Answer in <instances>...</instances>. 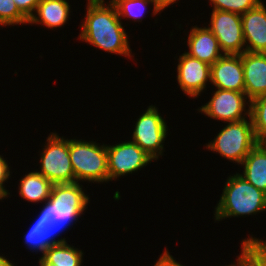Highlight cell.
<instances>
[{
	"instance_id": "18",
	"label": "cell",
	"mask_w": 266,
	"mask_h": 266,
	"mask_svg": "<svg viewBox=\"0 0 266 266\" xmlns=\"http://www.w3.org/2000/svg\"><path fill=\"white\" fill-rule=\"evenodd\" d=\"M18 185L19 196L31 203L49 202L53 183L37 171H32L21 178Z\"/></svg>"
},
{
	"instance_id": "23",
	"label": "cell",
	"mask_w": 266,
	"mask_h": 266,
	"mask_svg": "<svg viewBox=\"0 0 266 266\" xmlns=\"http://www.w3.org/2000/svg\"><path fill=\"white\" fill-rule=\"evenodd\" d=\"M29 20L18 10L13 0H0V26L26 25Z\"/></svg>"
},
{
	"instance_id": "24",
	"label": "cell",
	"mask_w": 266,
	"mask_h": 266,
	"mask_svg": "<svg viewBox=\"0 0 266 266\" xmlns=\"http://www.w3.org/2000/svg\"><path fill=\"white\" fill-rule=\"evenodd\" d=\"M213 4L212 10L228 11L237 14H244L256 7L262 0H208Z\"/></svg>"
},
{
	"instance_id": "12",
	"label": "cell",
	"mask_w": 266,
	"mask_h": 266,
	"mask_svg": "<svg viewBox=\"0 0 266 266\" xmlns=\"http://www.w3.org/2000/svg\"><path fill=\"white\" fill-rule=\"evenodd\" d=\"M210 84L221 90L244 92L241 55L224 54L211 65Z\"/></svg>"
},
{
	"instance_id": "9",
	"label": "cell",
	"mask_w": 266,
	"mask_h": 266,
	"mask_svg": "<svg viewBox=\"0 0 266 266\" xmlns=\"http://www.w3.org/2000/svg\"><path fill=\"white\" fill-rule=\"evenodd\" d=\"M209 30L217 38L224 54L241 55L245 52V41L241 15L228 11L212 10Z\"/></svg>"
},
{
	"instance_id": "32",
	"label": "cell",
	"mask_w": 266,
	"mask_h": 266,
	"mask_svg": "<svg viewBox=\"0 0 266 266\" xmlns=\"http://www.w3.org/2000/svg\"><path fill=\"white\" fill-rule=\"evenodd\" d=\"M8 194L2 189L0 188V200H4V198H8Z\"/></svg>"
},
{
	"instance_id": "5",
	"label": "cell",
	"mask_w": 266,
	"mask_h": 266,
	"mask_svg": "<svg viewBox=\"0 0 266 266\" xmlns=\"http://www.w3.org/2000/svg\"><path fill=\"white\" fill-rule=\"evenodd\" d=\"M217 136L206 144V149L220 154L224 159L240 165L249 152L259 143L251 117L227 122Z\"/></svg>"
},
{
	"instance_id": "26",
	"label": "cell",
	"mask_w": 266,
	"mask_h": 266,
	"mask_svg": "<svg viewBox=\"0 0 266 266\" xmlns=\"http://www.w3.org/2000/svg\"><path fill=\"white\" fill-rule=\"evenodd\" d=\"M9 167L10 166L6 159L0 155V188H2L8 195H10V193L5 189L4 183L9 180V177H11L10 173L12 172Z\"/></svg>"
},
{
	"instance_id": "14",
	"label": "cell",
	"mask_w": 266,
	"mask_h": 266,
	"mask_svg": "<svg viewBox=\"0 0 266 266\" xmlns=\"http://www.w3.org/2000/svg\"><path fill=\"white\" fill-rule=\"evenodd\" d=\"M244 92L249 101L266 95V53L243 52Z\"/></svg>"
},
{
	"instance_id": "20",
	"label": "cell",
	"mask_w": 266,
	"mask_h": 266,
	"mask_svg": "<svg viewBox=\"0 0 266 266\" xmlns=\"http://www.w3.org/2000/svg\"><path fill=\"white\" fill-rule=\"evenodd\" d=\"M115 6L119 18H129L134 22H142V18L146 13L147 6H153L152 15H158V10L155 8L153 0H110Z\"/></svg>"
},
{
	"instance_id": "19",
	"label": "cell",
	"mask_w": 266,
	"mask_h": 266,
	"mask_svg": "<svg viewBox=\"0 0 266 266\" xmlns=\"http://www.w3.org/2000/svg\"><path fill=\"white\" fill-rule=\"evenodd\" d=\"M83 251L69 245L66 241L48 246L42 257L53 266H83Z\"/></svg>"
},
{
	"instance_id": "6",
	"label": "cell",
	"mask_w": 266,
	"mask_h": 266,
	"mask_svg": "<svg viewBox=\"0 0 266 266\" xmlns=\"http://www.w3.org/2000/svg\"><path fill=\"white\" fill-rule=\"evenodd\" d=\"M51 132L41 151L40 170L53 184L75 183L73 167L69 156V139Z\"/></svg>"
},
{
	"instance_id": "21",
	"label": "cell",
	"mask_w": 266,
	"mask_h": 266,
	"mask_svg": "<svg viewBox=\"0 0 266 266\" xmlns=\"http://www.w3.org/2000/svg\"><path fill=\"white\" fill-rule=\"evenodd\" d=\"M241 254L252 266H266V240L253 237L241 241Z\"/></svg>"
},
{
	"instance_id": "34",
	"label": "cell",
	"mask_w": 266,
	"mask_h": 266,
	"mask_svg": "<svg viewBox=\"0 0 266 266\" xmlns=\"http://www.w3.org/2000/svg\"><path fill=\"white\" fill-rule=\"evenodd\" d=\"M225 266H236V264H235V262H234V264H229V265H225Z\"/></svg>"
},
{
	"instance_id": "15",
	"label": "cell",
	"mask_w": 266,
	"mask_h": 266,
	"mask_svg": "<svg viewBox=\"0 0 266 266\" xmlns=\"http://www.w3.org/2000/svg\"><path fill=\"white\" fill-rule=\"evenodd\" d=\"M188 55L203 61L210 66L224 55L221 51L217 38L206 27L192 26L188 33Z\"/></svg>"
},
{
	"instance_id": "33",
	"label": "cell",
	"mask_w": 266,
	"mask_h": 266,
	"mask_svg": "<svg viewBox=\"0 0 266 266\" xmlns=\"http://www.w3.org/2000/svg\"><path fill=\"white\" fill-rule=\"evenodd\" d=\"M265 147H266V138H264L262 141H260Z\"/></svg>"
},
{
	"instance_id": "8",
	"label": "cell",
	"mask_w": 266,
	"mask_h": 266,
	"mask_svg": "<svg viewBox=\"0 0 266 266\" xmlns=\"http://www.w3.org/2000/svg\"><path fill=\"white\" fill-rule=\"evenodd\" d=\"M216 89L212 98L197 109L201 114L225 124L250 117V101L245 92Z\"/></svg>"
},
{
	"instance_id": "10",
	"label": "cell",
	"mask_w": 266,
	"mask_h": 266,
	"mask_svg": "<svg viewBox=\"0 0 266 266\" xmlns=\"http://www.w3.org/2000/svg\"><path fill=\"white\" fill-rule=\"evenodd\" d=\"M106 149L109 181L137 172L155 161L131 140L114 145L106 144Z\"/></svg>"
},
{
	"instance_id": "7",
	"label": "cell",
	"mask_w": 266,
	"mask_h": 266,
	"mask_svg": "<svg viewBox=\"0 0 266 266\" xmlns=\"http://www.w3.org/2000/svg\"><path fill=\"white\" fill-rule=\"evenodd\" d=\"M158 109L155 105L147 107L137 119L131 137L132 141L154 160L163 156V143L168 135L167 123Z\"/></svg>"
},
{
	"instance_id": "2",
	"label": "cell",
	"mask_w": 266,
	"mask_h": 266,
	"mask_svg": "<svg viewBox=\"0 0 266 266\" xmlns=\"http://www.w3.org/2000/svg\"><path fill=\"white\" fill-rule=\"evenodd\" d=\"M107 3V4H106ZM87 0L78 39L111 54L131 58L132 49L115 6L109 1Z\"/></svg>"
},
{
	"instance_id": "11",
	"label": "cell",
	"mask_w": 266,
	"mask_h": 266,
	"mask_svg": "<svg viewBox=\"0 0 266 266\" xmlns=\"http://www.w3.org/2000/svg\"><path fill=\"white\" fill-rule=\"evenodd\" d=\"M177 64V82L180 89L189 98H198L210 82L211 66L186 53L179 56Z\"/></svg>"
},
{
	"instance_id": "16",
	"label": "cell",
	"mask_w": 266,
	"mask_h": 266,
	"mask_svg": "<svg viewBox=\"0 0 266 266\" xmlns=\"http://www.w3.org/2000/svg\"><path fill=\"white\" fill-rule=\"evenodd\" d=\"M71 5L67 0H40L34 15L29 19V25L42 24L50 29L61 28L67 21Z\"/></svg>"
},
{
	"instance_id": "3",
	"label": "cell",
	"mask_w": 266,
	"mask_h": 266,
	"mask_svg": "<svg viewBox=\"0 0 266 266\" xmlns=\"http://www.w3.org/2000/svg\"><path fill=\"white\" fill-rule=\"evenodd\" d=\"M226 180L214 210L215 222L266 211V193L254 187L237 172Z\"/></svg>"
},
{
	"instance_id": "27",
	"label": "cell",
	"mask_w": 266,
	"mask_h": 266,
	"mask_svg": "<svg viewBox=\"0 0 266 266\" xmlns=\"http://www.w3.org/2000/svg\"><path fill=\"white\" fill-rule=\"evenodd\" d=\"M159 256L160 257L156 260L154 266H185L180 262H177L167 249H165Z\"/></svg>"
},
{
	"instance_id": "29",
	"label": "cell",
	"mask_w": 266,
	"mask_h": 266,
	"mask_svg": "<svg viewBox=\"0 0 266 266\" xmlns=\"http://www.w3.org/2000/svg\"><path fill=\"white\" fill-rule=\"evenodd\" d=\"M236 266H252L241 254L237 256Z\"/></svg>"
},
{
	"instance_id": "4",
	"label": "cell",
	"mask_w": 266,
	"mask_h": 266,
	"mask_svg": "<svg viewBox=\"0 0 266 266\" xmlns=\"http://www.w3.org/2000/svg\"><path fill=\"white\" fill-rule=\"evenodd\" d=\"M69 156L75 182H109L106 144L69 139Z\"/></svg>"
},
{
	"instance_id": "1",
	"label": "cell",
	"mask_w": 266,
	"mask_h": 266,
	"mask_svg": "<svg viewBox=\"0 0 266 266\" xmlns=\"http://www.w3.org/2000/svg\"><path fill=\"white\" fill-rule=\"evenodd\" d=\"M82 187L78 182L53 185L51 199L43 205L23 238L31 252L43 253L48 246L66 241V238L59 239L60 234L76 224L90 203V197Z\"/></svg>"
},
{
	"instance_id": "30",
	"label": "cell",
	"mask_w": 266,
	"mask_h": 266,
	"mask_svg": "<svg viewBox=\"0 0 266 266\" xmlns=\"http://www.w3.org/2000/svg\"><path fill=\"white\" fill-rule=\"evenodd\" d=\"M15 263H12L9 259H7L4 254L0 255V266H14Z\"/></svg>"
},
{
	"instance_id": "13",
	"label": "cell",
	"mask_w": 266,
	"mask_h": 266,
	"mask_svg": "<svg viewBox=\"0 0 266 266\" xmlns=\"http://www.w3.org/2000/svg\"><path fill=\"white\" fill-rule=\"evenodd\" d=\"M246 52L266 53V5L256 7L241 15Z\"/></svg>"
},
{
	"instance_id": "25",
	"label": "cell",
	"mask_w": 266,
	"mask_h": 266,
	"mask_svg": "<svg viewBox=\"0 0 266 266\" xmlns=\"http://www.w3.org/2000/svg\"><path fill=\"white\" fill-rule=\"evenodd\" d=\"M18 10L29 20L35 13L40 0H13Z\"/></svg>"
},
{
	"instance_id": "17",
	"label": "cell",
	"mask_w": 266,
	"mask_h": 266,
	"mask_svg": "<svg viewBox=\"0 0 266 266\" xmlns=\"http://www.w3.org/2000/svg\"><path fill=\"white\" fill-rule=\"evenodd\" d=\"M240 165L244 170L239 175L266 193V147L259 142Z\"/></svg>"
},
{
	"instance_id": "28",
	"label": "cell",
	"mask_w": 266,
	"mask_h": 266,
	"mask_svg": "<svg viewBox=\"0 0 266 266\" xmlns=\"http://www.w3.org/2000/svg\"><path fill=\"white\" fill-rule=\"evenodd\" d=\"M155 8L158 10L159 14L161 11L165 10L169 6L177 3L179 0H153Z\"/></svg>"
},
{
	"instance_id": "22",
	"label": "cell",
	"mask_w": 266,
	"mask_h": 266,
	"mask_svg": "<svg viewBox=\"0 0 266 266\" xmlns=\"http://www.w3.org/2000/svg\"><path fill=\"white\" fill-rule=\"evenodd\" d=\"M250 117L254 134L260 142L266 138V95L250 101Z\"/></svg>"
},
{
	"instance_id": "31",
	"label": "cell",
	"mask_w": 266,
	"mask_h": 266,
	"mask_svg": "<svg viewBox=\"0 0 266 266\" xmlns=\"http://www.w3.org/2000/svg\"><path fill=\"white\" fill-rule=\"evenodd\" d=\"M39 266H53V263L47 262L43 257L39 258Z\"/></svg>"
}]
</instances>
